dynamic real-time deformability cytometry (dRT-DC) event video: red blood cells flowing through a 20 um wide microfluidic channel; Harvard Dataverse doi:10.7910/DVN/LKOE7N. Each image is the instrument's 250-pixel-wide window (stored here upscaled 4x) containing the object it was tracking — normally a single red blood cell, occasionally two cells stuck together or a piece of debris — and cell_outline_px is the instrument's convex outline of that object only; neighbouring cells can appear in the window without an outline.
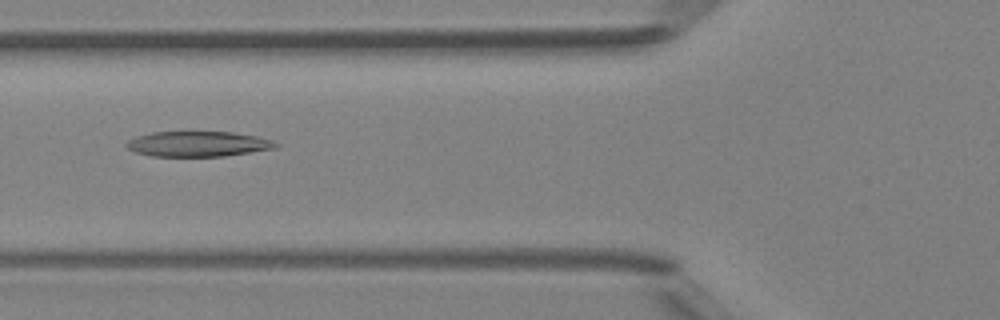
{"species": "Egyptian fruit bat (a non-hibernating species)", "species_latin": "Rousettus aegyptiacus", "temperature_condition": "room temperature", "stored_images_in_passage": 31, "camera_frame_rate_fps": 3000, "um_per_image_px": 0.085, "animal": {"sex": "female"}, "frame": {"image": 1, "passage_image": 8, "time_ms": 2.333, "image_size_px": [1000, 320], "cell_outline_px": [[280, 144], [276, 148], [224, 156], [152, 156], [136, 152], [128, 148], [124, 144], [128, 140], [136, 136], [152, 132], [232, 132], [256, 136], [272, 140]], "centroid_in_image_um": [16.83, 12.23], "position_along_channel_um": 109.0, "area_um2": 21.91}}
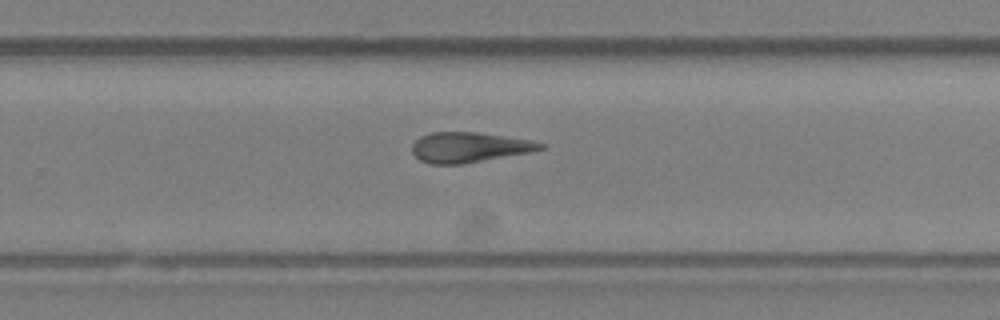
{"frame": {"image": 2, "passage_image": 21, "time_ms": 6.667, "image_size_px": [1000, 320], "cell_outline_px": [[544, 148], [528, 152], [460, 164], [432, 164], [420, 160], [412, 152], [412, 144], [420, 136], [432, 132], [476, 132], [532, 140], [544, 144]], "centroid_in_image_um": [39.83, 12.51], "position_along_channel_um": 290.0, "area_um2": 22.2}}
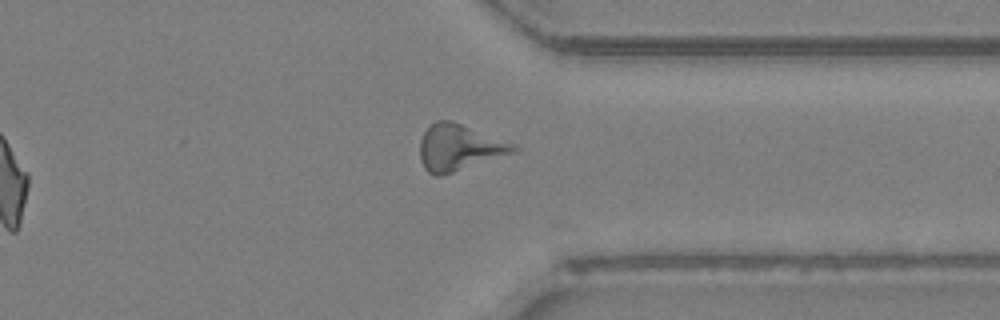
{"frame": {"image": 3, "passage_image": 27, "time_ms": 8.667, "image_size_px": [1000, 320], "cell_outline_px": [[520, 148], [516, 152], [440, 176], [436, 176], [428, 172], [424, 168], [420, 160], [420, 140], [424, 132], [436, 120], [452, 120], [516, 144]], "centroid_in_image_um": [39.03, 12.53], "position_along_channel_um": 372.4, "area_um2": 25.2}, "authors_computed_cell_mechanics": {"area_um2": 22.542, "velocity_mm_per_s": 4.1885, "shape_relaxation_time_tau1_ms": 10.7313, "shape_relaxation_time_tau2_ms": 2.6195, "deformation_change_tau1": 0.2317, "deformation_change_tau2": 0.1457}}